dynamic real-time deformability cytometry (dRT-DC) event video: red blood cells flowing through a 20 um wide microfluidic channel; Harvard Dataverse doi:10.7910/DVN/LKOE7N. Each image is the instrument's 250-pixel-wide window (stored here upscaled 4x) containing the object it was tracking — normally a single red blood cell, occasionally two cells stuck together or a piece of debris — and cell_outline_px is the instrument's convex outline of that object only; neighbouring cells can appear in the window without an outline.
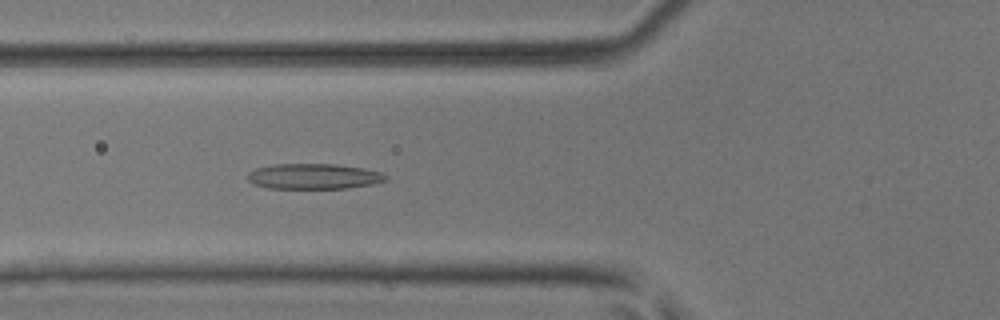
{"species": "common noctule bat (a hibernating species)", "species_latin": "Nyctalus noctula", "temperature_condition": "room temperature", "stored_images_in_passage": 48, "camera_frame_rate_fps": 3000, "um_per_image_px": 0.085, "animal": {"sex": "male", "body_mass_g": 17.9, "forearm_length_mm": 54.2}, "frame": {"image": 1, "passage_image": 17, "time_ms": 5.333, "image_size_px": [1000, 320], "cell_outline_px": [[388, 180], [372, 184], [348, 188], [268, 188], [252, 184], [248, 180], [248, 172], [256, 168], [276, 164], [336, 164], [364, 168], [380, 172], [388, 176]], "centroid_in_image_um": [26.67, 14.99], "position_along_channel_um": 99.1, "area_um2": 20.52}}
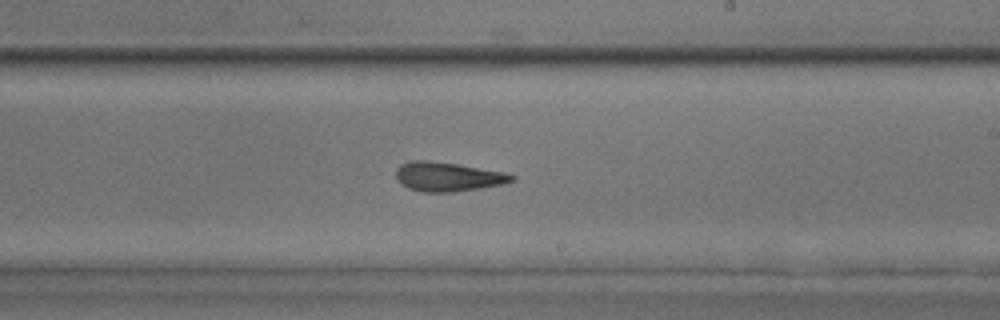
{"frame": {"image": 2, "passage_image": 28, "time_ms": 9.0, "image_size_px": [1000, 320], "cell_outline_px": [[516, 180], [500, 184], [480, 188], [452, 192], [424, 192], [408, 188], [396, 176], [396, 168], [400, 164], [412, 160], [428, 160], [456, 164], [504, 172], [516, 176]], "centroid_in_image_um": [38.06, 15.01], "position_along_channel_um": 250.9, "area_um2": 19.48}}
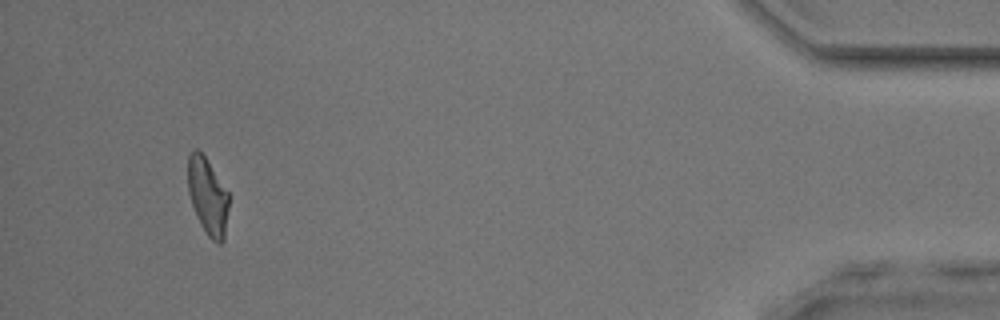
{"frame": {"image": 3, "passage_image": 45, "time_ms": 14.667, "image_size_px": [1000, 320], "cell_outline_px": [[228, 208], [224, 240], [220, 244], [216, 244], [208, 236], [200, 224], [196, 216], [188, 192], [188, 156], [196, 148], [204, 156], [228, 192]], "centroid_in_image_um": [17.65, 16.73], "position_along_channel_um": 417.6, "area_um2": 18.09}, "authors_computed_cell_mechanics": {"area_um2": 19.4786, "velocity_mm_per_s": 4.152, "shape_relaxation_time_tau1_ms": 9.8099, "shape_relaxation_time_tau2_ms": 4.9911, "deformation_change_tau1": 0.2784, "deformation_change_tau2": 0.171}}